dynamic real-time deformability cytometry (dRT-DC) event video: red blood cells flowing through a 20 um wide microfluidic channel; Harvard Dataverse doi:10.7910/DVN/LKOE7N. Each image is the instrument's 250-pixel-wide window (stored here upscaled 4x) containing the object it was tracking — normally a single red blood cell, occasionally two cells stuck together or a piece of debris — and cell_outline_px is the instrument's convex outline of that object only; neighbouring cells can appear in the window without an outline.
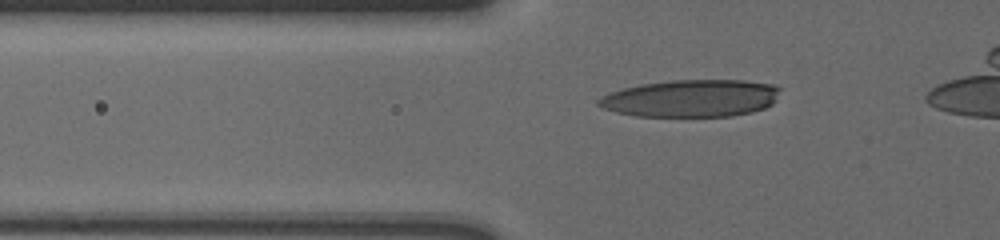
{"species": "human", "species_latin": "Homo sapiens", "temperature_condition": "cold", "stored_images_in_passage": 46, "camera_frame_rate_fps": 3000, "um_per_image_px": 0.085, "donor": {"sex": "male"}, "frame": {"image": 1, "passage_image": 13, "time_ms": 4.0, "image_size_px": [1000, 240], "cell_outline_px": [[780, 88], [772, 104], [764, 108], [752, 112], [732, 116], [636, 116], [616, 112], [604, 108], [596, 104], [596, 100], [612, 92], [624, 88], [644, 84], [672, 80], [744, 80], [772, 84]], "centroid_in_image_um": [58.76, 8.36], "position_along_channel_um": 67.0, "area_um2": 39.19}}
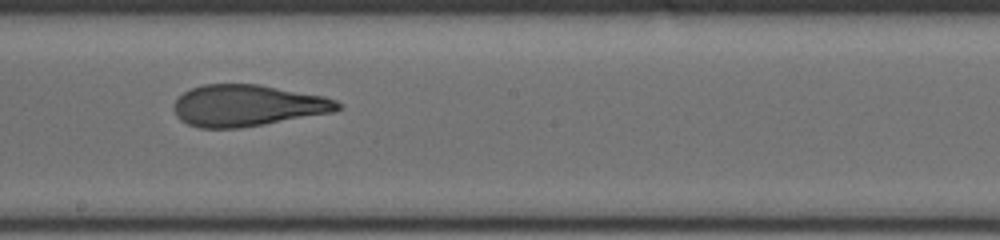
{"frame": {"image": 2, "passage_image": 27, "time_ms": 8.667, "image_size_px": [1000, 240], "cell_outline_px": [[344, 108], [332, 112], [264, 124], [240, 128], [200, 128], [188, 124], [180, 120], [176, 116], [176, 100], [184, 92], [192, 88], [204, 84], [260, 84], [324, 96], [336, 100]], "centroid_in_image_um": [21.06, 8.97], "position_along_channel_um": 227.1, "area_um2": 39.42}}
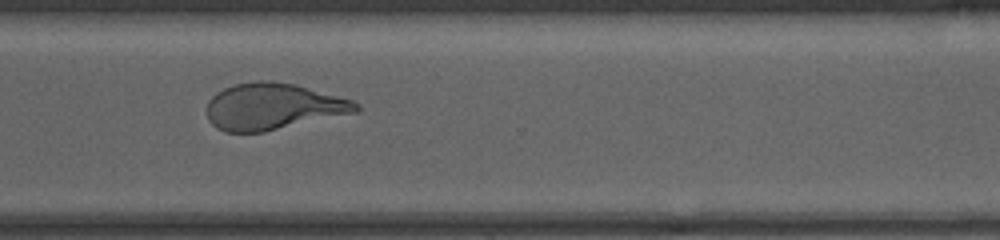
{"frame": {"image": 3, "passage_image": 37, "time_ms": 12.0, "image_size_px": [1000, 240], "cell_outline_px": [[360, 108], [356, 112], [264, 132], [224, 132], [216, 128], [208, 120], [208, 100], [216, 92], [232, 84], [256, 80], [272, 80], [296, 84], [352, 100], [360, 104]], "centroid_in_image_um": [23.18, 9.04], "position_along_channel_um": 347.4, "area_um2": 40.58}}